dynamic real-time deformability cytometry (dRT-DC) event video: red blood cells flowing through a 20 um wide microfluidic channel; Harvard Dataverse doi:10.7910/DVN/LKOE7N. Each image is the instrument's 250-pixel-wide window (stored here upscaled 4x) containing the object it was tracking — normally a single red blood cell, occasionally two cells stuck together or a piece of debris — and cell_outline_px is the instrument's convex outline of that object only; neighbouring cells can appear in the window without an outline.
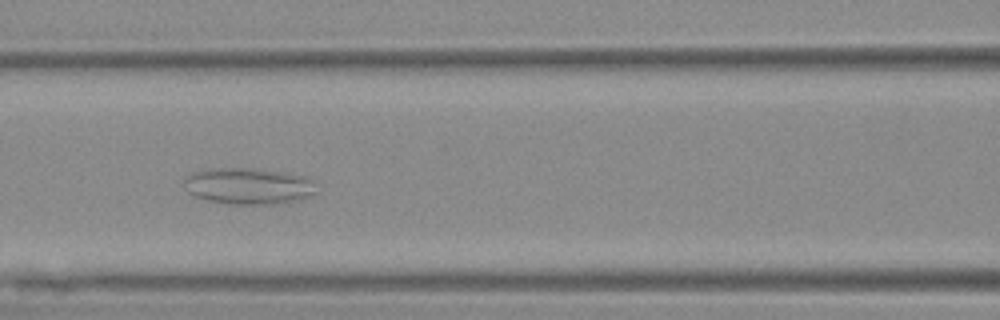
{"species": "Egyptian fruit bat (a non-hibernating species)", "species_latin": "Rousettus aegyptiacus", "temperature_condition": "warm", "stored_images_in_passage": 50, "camera_frame_rate_fps": 3000, "um_per_image_px": 0.085, "animal": {"sex": "female"}, "frame": {"image": 1, "passage_image": 17, "time_ms": 5.333, "image_size_px": [1000, 320], "cell_outline_px": [[316, 192], [312, 196], [300, 200], [284, 204], [228, 204], [208, 200], [196, 196], [188, 192], [184, 180], [184, 176], [192, 172], [216, 168], [252, 168], [284, 172], [304, 176], [316, 180]], "centroid_in_image_um": [21.19, 15.82], "position_along_channel_um": 145.4, "area_um2": 28.5}}
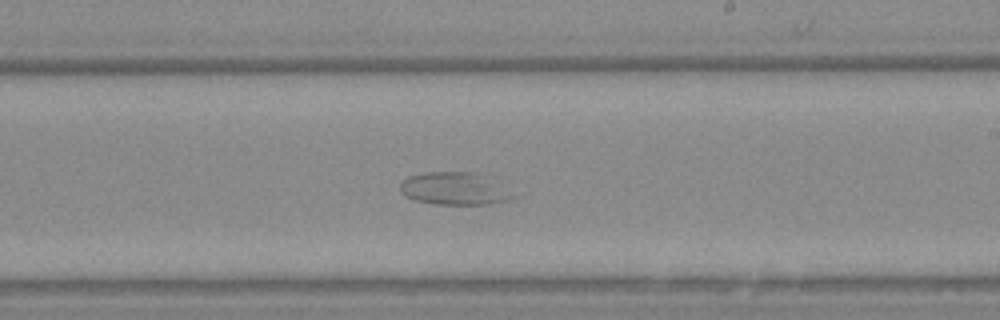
{"frame": {"image": 2, "passage_image": 26, "time_ms": 8.333, "image_size_px": [1000, 320], "cell_outline_px": [[520, 196], [508, 200], [492, 204], [436, 204], [416, 200], [400, 192], [400, 184], [408, 176], [424, 172], [472, 172]], "centroid_in_image_um": [38.6, 16.05], "position_along_channel_um": 250.4, "area_um2": 20.92}}
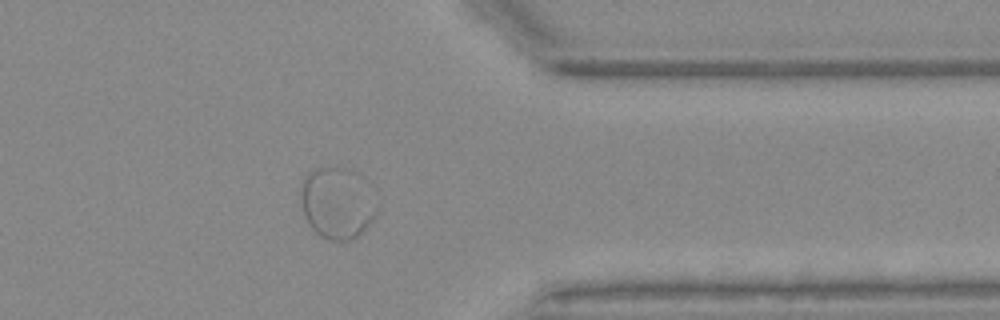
{"frame": {"image": 3, "passage_image": 38, "time_ms": 12.333, "image_size_px": [1000, 320], "cell_outline_px": [[376, 216], [372, 224], [352, 240], [328, 240], [320, 236], [312, 228], [304, 216], [300, 204], [300, 192], [304, 176], [308, 172], [316, 168], [344, 168], [376, 212]], "centroid_in_image_um": [28.47, 17.39], "position_along_channel_um": 382.9, "area_um2": 29.48}}